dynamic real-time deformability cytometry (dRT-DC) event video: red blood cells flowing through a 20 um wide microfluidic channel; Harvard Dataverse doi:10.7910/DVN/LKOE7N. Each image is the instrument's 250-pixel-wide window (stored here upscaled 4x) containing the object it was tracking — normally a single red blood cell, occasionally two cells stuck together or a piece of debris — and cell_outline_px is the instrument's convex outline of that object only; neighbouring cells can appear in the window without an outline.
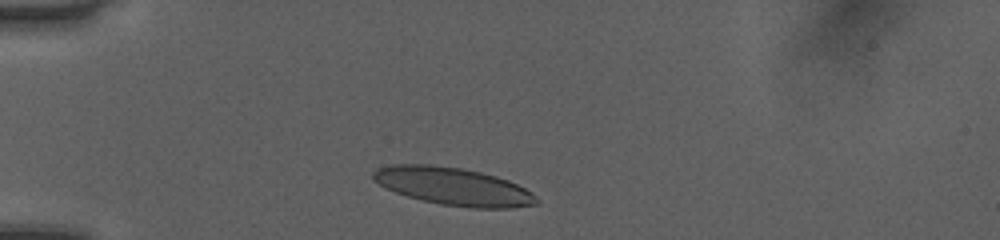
{"species": "human", "species_latin": "Homo sapiens", "temperature_condition": "room temperature", "stored_images_in_passage": 33, "camera_frame_rate_fps": 3000, "um_per_image_px": 0.085, "donor": {"sex": "female"}, "frame": {"image": 1, "passage_image": 3, "time_ms": 0.667, "image_size_px": [1000, 240], "cell_outline_px": [[540, 200], [536, 204], [512, 208], [472, 208], [440, 204], [408, 196], [396, 192], [372, 180], [372, 172], [376, 168], [392, 164], [428, 164], [460, 168], [480, 172], [496, 176], [508, 180], [532, 192]], "centroid_in_image_um": [38.53, 15.84], "position_along_channel_um": 46.5, "area_um2": 35.78}}
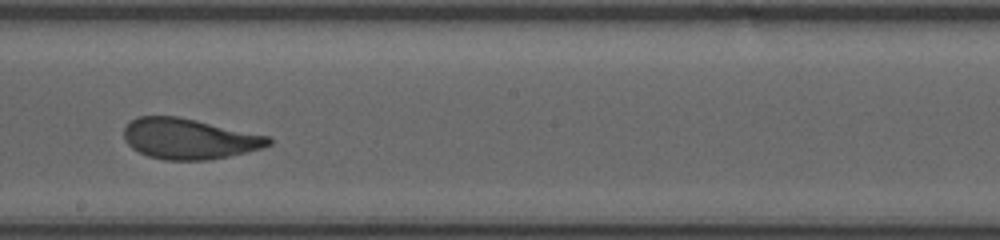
{"frame": {"image": 2, "passage_image": 19, "time_ms": 6.0, "image_size_px": [1000, 240], "cell_outline_px": [[272, 144], [264, 148], [228, 156], [208, 160], [164, 160], [148, 156], [132, 148], [124, 140], [124, 128], [136, 116], [176, 116], [196, 120], [268, 136], [272, 140]], "centroid_in_image_um": [16.06, 11.8], "position_along_channel_um": 232.1, "area_um2": 34.1}}
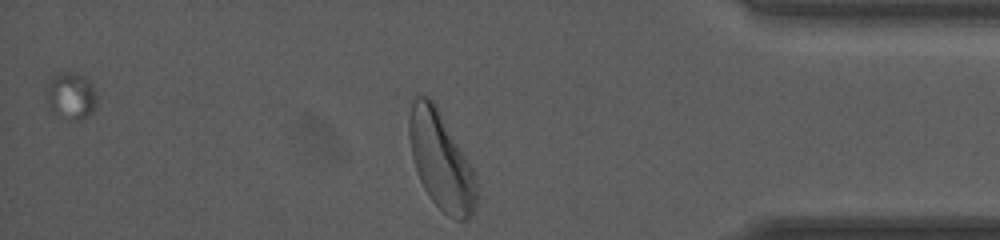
{"frame": {"image": 3, "passage_image": 33, "time_ms": 10.667, "image_size_px": [1000, 240], "cell_outline_px": [[476, 204], [472, 216], [468, 220], [456, 220], [448, 216], [432, 200], [424, 188], [416, 172], [412, 156], [408, 136], [408, 120], [412, 104], [416, 96], [420, 92], [428, 96], [436, 104], [476, 172]], "centroid_in_image_um": [37.49, 13.64], "position_along_channel_um": 397.7, "area_um2": 38.73}, "authors_computed_cell_mechanics": {"area_um2": 35.1424, "velocity_mm_per_s": 4.0505, "shape_relaxation_time_tau1_ms": 4.3495, "shape_relaxation_time_tau2_ms": 0.9977, "deformation_change_tau1": 0.1663, "deformation_change_tau2": 0.0757}}